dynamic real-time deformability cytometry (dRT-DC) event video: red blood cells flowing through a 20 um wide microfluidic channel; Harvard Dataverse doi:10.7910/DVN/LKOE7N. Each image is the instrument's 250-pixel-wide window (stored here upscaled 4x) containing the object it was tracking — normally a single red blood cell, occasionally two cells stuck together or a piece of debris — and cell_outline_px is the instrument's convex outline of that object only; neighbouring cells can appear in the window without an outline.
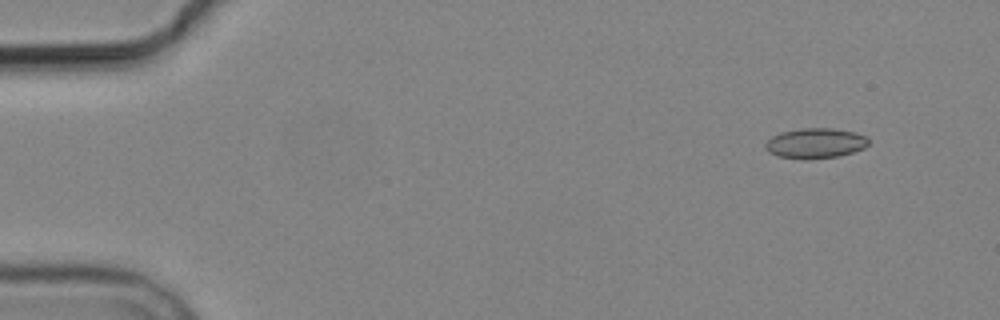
{"species": "common noctule bat (a hibernating species)", "species_latin": "Nyctalus noctula", "temperature_condition": "cold", "stored_images_in_passage": 5, "camera_frame_rate_fps": 3000, "um_per_image_px": 0.085, "animal": {"sex": "male", "body_mass_g": 19.2, "forearm_length_mm": 51.8}, "frame": {"image": 1, "passage_image": 2, "time_ms": 1.0, "image_size_px": [1000, 320], "cell_outline_px": [[868, 144], [864, 148], [852, 152], [836, 156], [808, 160], [804, 160], [776, 156], [768, 152], [764, 148], [764, 144], [772, 136], [780, 132], [800, 128], [832, 128], [856, 132], [868, 136]], "centroid_in_image_um": [69.28, 12.17], "position_along_channel_um": 15.7, "area_um2": 18.44}}
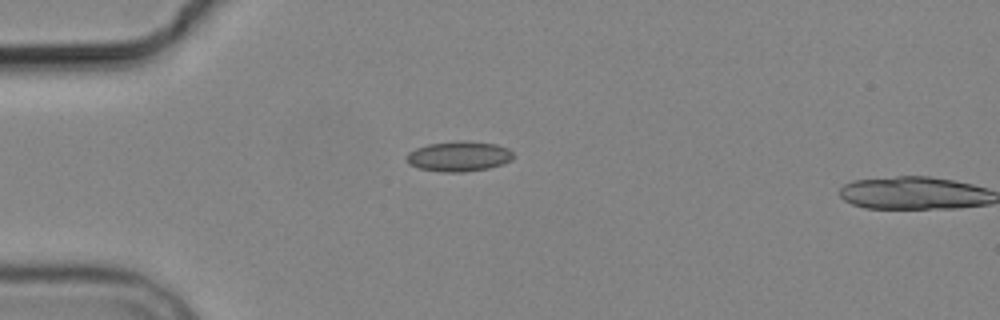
{"frame": {"image": 2, "passage_image": 4, "time_ms": 4.333, "image_size_px": [1000, 320], "cell_outline_px": [[512, 160], [488, 168], [464, 172], [440, 172], [420, 168], [408, 164], [404, 156], [408, 152], [416, 148], [428, 144], [460, 140], [464, 140], [496, 144], [508, 148], [512, 152]], "centroid_in_image_um": [38.96, 13.28], "position_along_channel_um": 46.0, "area_um2": 18.84}}